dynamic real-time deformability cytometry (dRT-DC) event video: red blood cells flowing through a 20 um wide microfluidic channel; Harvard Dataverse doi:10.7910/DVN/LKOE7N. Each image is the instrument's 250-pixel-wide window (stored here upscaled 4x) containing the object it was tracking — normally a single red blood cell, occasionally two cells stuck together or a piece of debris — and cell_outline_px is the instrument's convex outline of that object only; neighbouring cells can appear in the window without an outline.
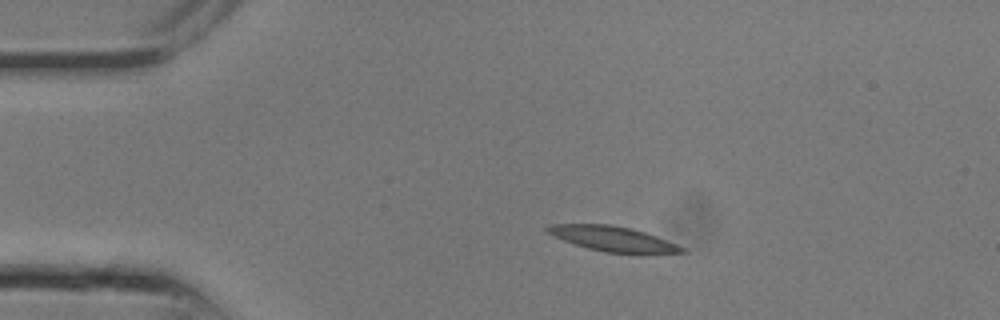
{"species": "common noctule bat (a hibernating species)", "species_latin": "Nyctalus noctula", "temperature_condition": "room temperature", "stored_images_in_passage": 5, "camera_frame_rate_fps": 3000, "um_per_image_px": 0.085, "animal": {"sex": "male", "body_mass_g": 13.3}, "frame": {"image": 1, "passage_image": 1, "time_ms": 0.0, "image_size_px": [1000, 320], "cell_outline_px": [[688, 252], [604, 252], [588, 248], [552, 236], [544, 228], [548, 224], [612, 224], [632, 228], [656, 236], [676, 244], [684, 248]], "centroid_in_image_um": [52.01, 20.26], "position_along_channel_um": 33.0, "area_um2": 19.07}}
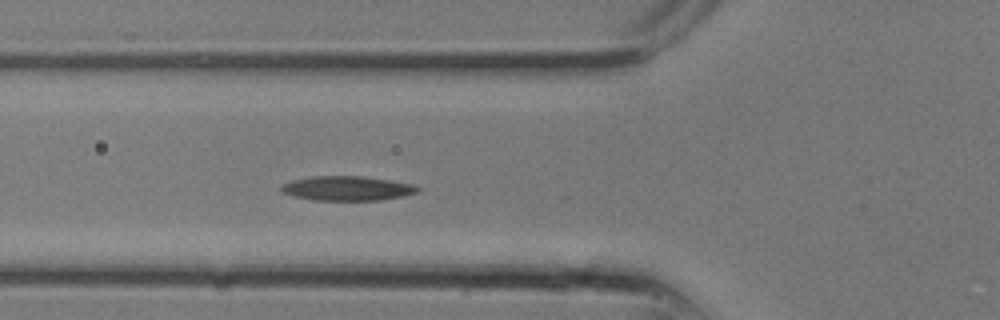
{"frame": {"image": 2, "passage_image": 5, "time_ms": 1.333, "image_size_px": [1000, 320], "cell_outline_px": [[420, 192], [404, 196], [380, 200], [312, 200], [292, 196], [280, 192], [280, 188], [284, 184], [292, 180], [312, 176], [360, 176], [388, 180], [412, 184], [420, 188]], "centroid_in_image_um": [29.5, 16.02], "position_along_channel_um": 96.3, "area_um2": 19.48}}